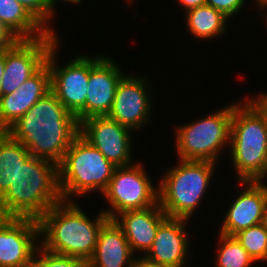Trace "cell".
I'll list each match as a JSON object with an SVG mask.
<instances>
[{"mask_svg": "<svg viewBox=\"0 0 267 267\" xmlns=\"http://www.w3.org/2000/svg\"><path fill=\"white\" fill-rule=\"evenodd\" d=\"M114 218L122 228L132 252L148 251L153 244L159 225L168 217L159 203L141 210L124 211ZM121 222H120V221Z\"/></svg>", "mask_w": 267, "mask_h": 267, "instance_id": "cell-18", "label": "cell"}, {"mask_svg": "<svg viewBox=\"0 0 267 267\" xmlns=\"http://www.w3.org/2000/svg\"><path fill=\"white\" fill-rule=\"evenodd\" d=\"M116 166L80 133L74 138L58 164L59 188L62 201L73 194L107 189ZM69 197V198H68Z\"/></svg>", "mask_w": 267, "mask_h": 267, "instance_id": "cell-5", "label": "cell"}, {"mask_svg": "<svg viewBox=\"0 0 267 267\" xmlns=\"http://www.w3.org/2000/svg\"><path fill=\"white\" fill-rule=\"evenodd\" d=\"M61 201L58 164L30 156L19 167L15 181L0 197V216L39 220Z\"/></svg>", "mask_w": 267, "mask_h": 267, "instance_id": "cell-2", "label": "cell"}, {"mask_svg": "<svg viewBox=\"0 0 267 267\" xmlns=\"http://www.w3.org/2000/svg\"><path fill=\"white\" fill-rule=\"evenodd\" d=\"M58 43L53 45L46 59L50 69V90L69 112L76 115L86 103L89 57H76L63 68H58L54 57Z\"/></svg>", "mask_w": 267, "mask_h": 267, "instance_id": "cell-10", "label": "cell"}, {"mask_svg": "<svg viewBox=\"0 0 267 267\" xmlns=\"http://www.w3.org/2000/svg\"><path fill=\"white\" fill-rule=\"evenodd\" d=\"M0 20L7 24L21 39H36L49 33L16 0H0Z\"/></svg>", "mask_w": 267, "mask_h": 267, "instance_id": "cell-21", "label": "cell"}, {"mask_svg": "<svg viewBox=\"0 0 267 267\" xmlns=\"http://www.w3.org/2000/svg\"><path fill=\"white\" fill-rule=\"evenodd\" d=\"M67 202L54 205L38 220L40 235L45 234L41 246L87 263L95 252L98 233L109 218L103 211L91 221L72 200Z\"/></svg>", "mask_w": 267, "mask_h": 267, "instance_id": "cell-3", "label": "cell"}, {"mask_svg": "<svg viewBox=\"0 0 267 267\" xmlns=\"http://www.w3.org/2000/svg\"><path fill=\"white\" fill-rule=\"evenodd\" d=\"M233 104L230 145L235 171L242 181H260L267 174V124L249 101Z\"/></svg>", "mask_w": 267, "mask_h": 267, "instance_id": "cell-4", "label": "cell"}, {"mask_svg": "<svg viewBox=\"0 0 267 267\" xmlns=\"http://www.w3.org/2000/svg\"><path fill=\"white\" fill-rule=\"evenodd\" d=\"M19 2L43 27L54 33L48 26L44 25L50 19V10L47 0H16Z\"/></svg>", "mask_w": 267, "mask_h": 267, "instance_id": "cell-26", "label": "cell"}, {"mask_svg": "<svg viewBox=\"0 0 267 267\" xmlns=\"http://www.w3.org/2000/svg\"><path fill=\"white\" fill-rule=\"evenodd\" d=\"M6 132L25 146L31 156L59 164L80 132L76 116L49 91Z\"/></svg>", "mask_w": 267, "mask_h": 267, "instance_id": "cell-1", "label": "cell"}, {"mask_svg": "<svg viewBox=\"0 0 267 267\" xmlns=\"http://www.w3.org/2000/svg\"><path fill=\"white\" fill-rule=\"evenodd\" d=\"M214 162L182 160L159 184L158 203L168 217L189 219L211 179Z\"/></svg>", "mask_w": 267, "mask_h": 267, "instance_id": "cell-6", "label": "cell"}, {"mask_svg": "<svg viewBox=\"0 0 267 267\" xmlns=\"http://www.w3.org/2000/svg\"><path fill=\"white\" fill-rule=\"evenodd\" d=\"M167 217L158 227L152 247L144 258L161 267H184L188 240L184 222Z\"/></svg>", "mask_w": 267, "mask_h": 267, "instance_id": "cell-17", "label": "cell"}, {"mask_svg": "<svg viewBox=\"0 0 267 267\" xmlns=\"http://www.w3.org/2000/svg\"><path fill=\"white\" fill-rule=\"evenodd\" d=\"M118 68L110 58H89L86 103L75 115L79 124L87 118L109 114L119 81L124 77Z\"/></svg>", "mask_w": 267, "mask_h": 267, "instance_id": "cell-11", "label": "cell"}, {"mask_svg": "<svg viewBox=\"0 0 267 267\" xmlns=\"http://www.w3.org/2000/svg\"><path fill=\"white\" fill-rule=\"evenodd\" d=\"M50 90V69L45 63L12 93L0 96V131H6Z\"/></svg>", "mask_w": 267, "mask_h": 267, "instance_id": "cell-16", "label": "cell"}, {"mask_svg": "<svg viewBox=\"0 0 267 267\" xmlns=\"http://www.w3.org/2000/svg\"><path fill=\"white\" fill-rule=\"evenodd\" d=\"M37 250L43 256L38 258L37 254H34L32 262L28 267H87V263L80 258L53 253L42 246L37 247Z\"/></svg>", "mask_w": 267, "mask_h": 267, "instance_id": "cell-25", "label": "cell"}, {"mask_svg": "<svg viewBox=\"0 0 267 267\" xmlns=\"http://www.w3.org/2000/svg\"><path fill=\"white\" fill-rule=\"evenodd\" d=\"M256 100L250 99L249 101L260 111L264 116L267 124V94L260 95Z\"/></svg>", "mask_w": 267, "mask_h": 267, "instance_id": "cell-29", "label": "cell"}, {"mask_svg": "<svg viewBox=\"0 0 267 267\" xmlns=\"http://www.w3.org/2000/svg\"><path fill=\"white\" fill-rule=\"evenodd\" d=\"M5 69V50L0 51V96H1V80Z\"/></svg>", "mask_w": 267, "mask_h": 267, "instance_id": "cell-32", "label": "cell"}, {"mask_svg": "<svg viewBox=\"0 0 267 267\" xmlns=\"http://www.w3.org/2000/svg\"><path fill=\"white\" fill-rule=\"evenodd\" d=\"M21 38L2 20H0V51L15 46Z\"/></svg>", "mask_w": 267, "mask_h": 267, "instance_id": "cell-28", "label": "cell"}, {"mask_svg": "<svg viewBox=\"0 0 267 267\" xmlns=\"http://www.w3.org/2000/svg\"><path fill=\"white\" fill-rule=\"evenodd\" d=\"M132 255L122 228L114 219H108L98 233L96 249L87 267H130Z\"/></svg>", "mask_w": 267, "mask_h": 267, "instance_id": "cell-19", "label": "cell"}, {"mask_svg": "<svg viewBox=\"0 0 267 267\" xmlns=\"http://www.w3.org/2000/svg\"><path fill=\"white\" fill-rule=\"evenodd\" d=\"M247 185L227 211L220 233L234 236L251 226L267 221V186L261 181H241Z\"/></svg>", "mask_w": 267, "mask_h": 267, "instance_id": "cell-14", "label": "cell"}, {"mask_svg": "<svg viewBox=\"0 0 267 267\" xmlns=\"http://www.w3.org/2000/svg\"><path fill=\"white\" fill-rule=\"evenodd\" d=\"M145 79L124 76L116 89L113 106L108 116L129 129H138L147 122L150 112V99L144 84Z\"/></svg>", "mask_w": 267, "mask_h": 267, "instance_id": "cell-15", "label": "cell"}, {"mask_svg": "<svg viewBox=\"0 0 267 267\" xmlns=\"http://www.w3.org/2000/svg\"><path fill=\"white\" fill-rule=\"evenodd\" d=\"M130 267H161L155 263L146 260L144 257L134 260Z\"/></svg>", "mask_w": 267, "mask_h": 267, "instance_id": "cell-31", "label": "cell"}, {"mask_svg": "<svg viewBox=\"0 0 267 267\" xmlns=\"http://www.w3.org/2000/svg\"><path fill=\"white\" fill-rule=\"evenodd\" d=\"M206 3L230 18L243 6L244 0H206Z\"/></svg>", "mask_w": 267, "mask_h": 267, "instance_id": "cell-27", "label": "cell"}, {"mask_svg": "<svg viewBox=\"0 0 267 267\" xmlns=\"http://www.w3.org/2000/svg\"><path fill=\"white\" fill-rule=\"evenodd\" d=\"M220 242L217 267H249L254 262L235 236L220 233Z\"/></svg>", "mask_w": 267, "mask_h": 267, "instance_id": "cell-24", "label": "cell"}, {"mask_svg": "<svg viewBox=\"0 0 267 267\" xmlns=\"http://www.w3.org/2000/svg\"><path fill=\"white\" fill-rule=\"evenodd\" d=\"M187 26L190 33L208 39L225 32L226 20L223 13L210 5H203L187 11Z\"/></svg>", "mask_w": 267, "mask_h": 267, "instance_id": "cell-22", "label": "cell"}, {"mask_svg": "<svg viewBox=\"0 0 267 267\" xmlns=\"http://www.w3.org/2000/svg\"><path fill=\"white\" fill-rule=\"evenodd\" d=\"M254 261H267V221L234 235Z\"/></svg>", "mask_w": 267, "mask_h": 267, "instance_id": "cell-23", "label": "cell"}, {"mask_svg": "<svg viewBox=\"0 0 267 267\" xmlns=\"http://www.w3.org/2000/svg\"><path fill=\"white\" fill-rule=\"evenodd\" d=\"M142 167L135 164L115 168L103 192L113 210L104 212L109 219L118 217L124 211L141 210L158 204V191H155Z\"/></svg>", "mask_w": 267, "mask_h": 267, "instance_id": "cell-8", "label": "cell"}, {"mask_svg": "<svg viewBox=\"0 0 267 267\" xmlns=\"http://www.w3.org/2000/svg\"><path fill=\"white\" fill-rule=\"evenodd\" d=\"M261 8L267 7V0H257Z\"/></svg>", "mask_w": 267, "mask_h": 267, "instance_id": "cell-34", "label": "cell"}, {"mask_svg": "<svg viewBox=\"0 0 267 267\" xmlns=\"http://www.w3.org/2000/svg\"><path fill=\"white\" fill-rule=\"evenodd\" d=\"M55 1L56 0H47V3H48V8H49V10H50V18H51V16L53 15L52 14V11H53V4H55ZM64 1H66V2H74V3H78V2H80L81 0H64Z\"/></svg>", "mask_w": 267, "mask_h": 267, "instance_id": "cell-33", "label": "cell"}, {"mask_svg": "<svg viewBox=\"0 0 267 267\" xmlns=\"http://www.w3.org/2000/svg\"><path fill=\"white\" fill-rule=\"evenodd\" d=\"M129 132V128L104 115L83 120L79 133L114 166L124 167L131 165Z\"/></svg>", "mask_w": 267, "mask_h": 267, "instance_id": "cell-13", "label": "cell"}, {"mask_svg": "<svg viewBox=\"0 0 267 267\" xmlns=\"http://www.w3.org/2000/svg\"><path fill=\"white\" fill-rule=\"evenodd\" d=\"M58 40L55 33L36 39H21L5 50V69L1 80V95L12 93L35 74L45 63L47 55Z\"/></svg>", "mask_w": 267, "mask_h": 267, "instance_id": "cell-9", "label": "cell"}, {"mask_svg": "<svg viewBox=\"0 0 267 267\" xmlns=\"http://www.w3.org/2000/svg\"><path fill=\"white\" fill-rule=\"evenodd\" d=\"M39 234L37 219L0 216V267H28L37 249L33 241Z\"/></svg>", "mask_w": 267, "mask_h": 267, "instance_id": "cell-12", "label": "cell"}, {"mask_svg": "<svg viewBox=\"0 0 267 267\" xmlns=\"http://www.w3.org/2000/svg\"><path fill=\"white\" fill-rule=\"evenodd\" d=\"M31 156L28 149L12 138L6 131H0V197L15 181L18 169Z\"/></svg>", "mask_w": 267, "mask_h": 267, "instance_id": "cell-20", "label": "cell"}, {"mask_svg": "<svg viewBox=\"0 0 267 267\" xmlns=\"http://www.w3.org/2000/svg\"><path fill=\"white\" fill-rule=\"evenodd\" d=\"M181 6H183L186 9V12L197 8L199 6L206 5V0H178Z\"/></svg>", "mask_w": 267, "mask_h": 267, "instance_id": "cell-30", "label": "cell"}, {"mask_svg": "<svg viewBox=\"0 0 267 267\" xmlns=\"http://www.w3.org/2000/svg\"><path fill=\"white\" fill-rule=\"evenodd\" d=\"M232 109L230 105L200 121L179 127L176 146L180 159L215 163L222 146L230 141Z\"/></svg>", "mask_w": 267, "mask_h": 267, "instance_id": "cell-7", "label": "cell"}]
</instances>
